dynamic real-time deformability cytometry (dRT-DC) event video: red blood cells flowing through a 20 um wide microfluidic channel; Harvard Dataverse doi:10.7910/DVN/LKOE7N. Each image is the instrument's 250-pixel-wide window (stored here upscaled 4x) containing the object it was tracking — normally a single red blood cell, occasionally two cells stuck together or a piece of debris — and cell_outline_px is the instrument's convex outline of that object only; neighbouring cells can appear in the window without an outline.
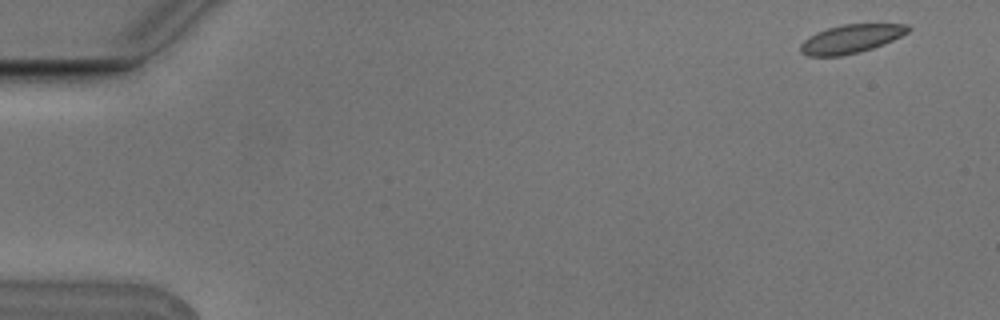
{"species": "Egyptian fruit bat (a non-hibernating species)", "species_latin": "Rousettus aegyptiacus", "temperature_condition": "cold", "stored_images_in_passage": 5, "camera_frame_rate_fps": 3000, "um_per_image_px": 0.085, "animal": {"sex": "male"}, "frame": {"image": 1, "passage_image": 1, "time_ms": 0.0, "image_size_px": [1000, 320], "cell_outline_px": [[912, 28], [908, 32], [892, 40], [872, 48], [860, 52], [840, 56], [808, 56], [800, 52], [800, 44], [804, 40], [816, 32], [828, 28], [844, 24], [908, 24]], "centroid_in_image_um": [72.32, 3.3], "position_along_channel_um": 12.7, "area_um2": 17.8}}
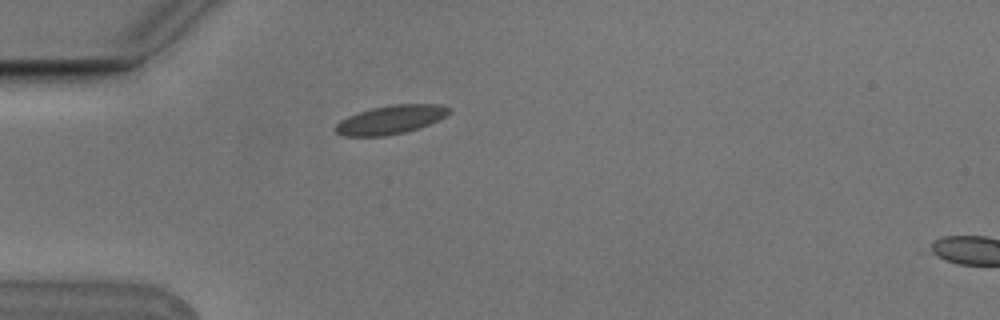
{"frame": {"image": 2, "passage_image": 4, "time_ms": 1.0, "image_size_px": [1000, 320], "cell_outline_px": [[452, 108], [444, 116], [428, 124], [404, 132], [384, 136], [344, 136], [336, 132], [332, 128], [340, 120], [348, 116], [372, 108], [392, 104], [440, 104]], "centroid_in_image_um": [33.15, 10.17], "position_along_channel_um": 51.8, "area_um2": 18.73}}